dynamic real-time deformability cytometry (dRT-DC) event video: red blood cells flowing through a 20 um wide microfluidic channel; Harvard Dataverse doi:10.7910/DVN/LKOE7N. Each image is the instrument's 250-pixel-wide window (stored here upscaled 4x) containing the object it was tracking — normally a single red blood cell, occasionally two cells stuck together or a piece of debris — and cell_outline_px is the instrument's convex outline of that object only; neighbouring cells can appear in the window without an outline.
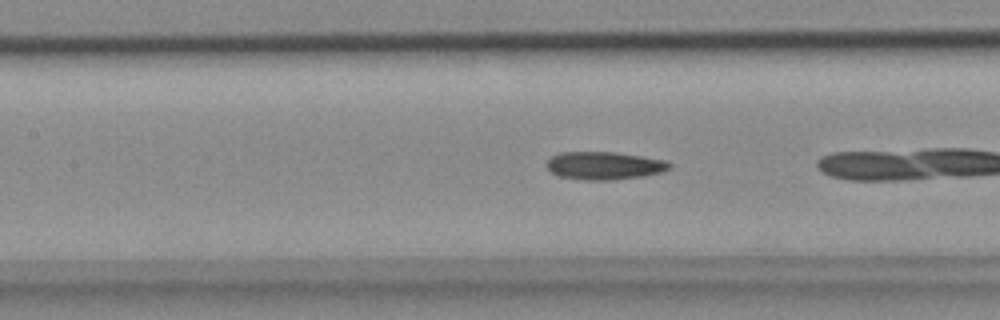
{"species": "common noctule bat (a hibernating species)", "species_latin": "Nyctalus noctula", "temperature_condition": "cold", "stored_images_in_passage": 24, "camera_frame_rate_fps": 3000, "um_per_image_px": 0.085, "animal": {"sex": "female", "body_mass_g": 18.4}, "frame": {"image": 1, "passage_image": 21, "time_ms": 6.667, "image_size_px": [1000, 320], "cell_outline_px": [[672, 168], [660, 172], [644, 176], [612, 180], [588, 180], [556, 176], [544, 164], [552, 156], [560, 152], [616, 152], [668, 160], [672, 164]], "centroid_in_image_um": [51.38, 14.07], "position_along_channel_um": 156.0, "area_um2": 20.17}}